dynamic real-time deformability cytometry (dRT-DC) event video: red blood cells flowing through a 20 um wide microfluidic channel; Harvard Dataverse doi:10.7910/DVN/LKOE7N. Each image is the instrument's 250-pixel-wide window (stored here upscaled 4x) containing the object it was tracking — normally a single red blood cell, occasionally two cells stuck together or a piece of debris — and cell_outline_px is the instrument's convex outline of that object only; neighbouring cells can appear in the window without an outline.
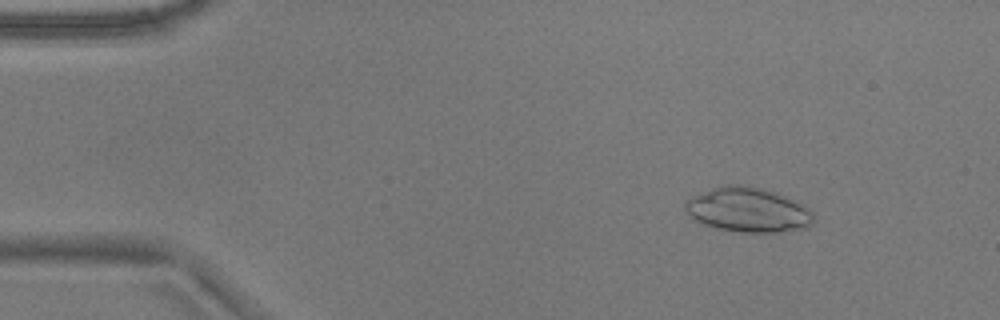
{"species": "common noctule bat (a hibernating species)", "species_latin": "Nyctalus noctula", "temperature_condition": "warm", "stored_images_in_passage": 53, "camera_frame_rate_fps": 3000, "um_per_image_px": 0.085, "animal": {"sex": "male", "body_mass_g": 17.9}, "frame": {"image": 1, "passage_image": 7, "time_ms": 2.0, "image_size_px": [1000, 320], "cell_outline_px": [[816, 220], [808, 228], [776, 232], [740, 232], [720, 228], [704, 224], [688, 216], [684, 208], [684, 200], [692, 196], [712, 188], [724, 184], [740, 184], [760, 188], [776, 192], [804, 204], [812, 212]], "centroid_in_image_um": [63.59, 17.83], "position_along_channel_um": 21.4, "area_um2": 33.64}}
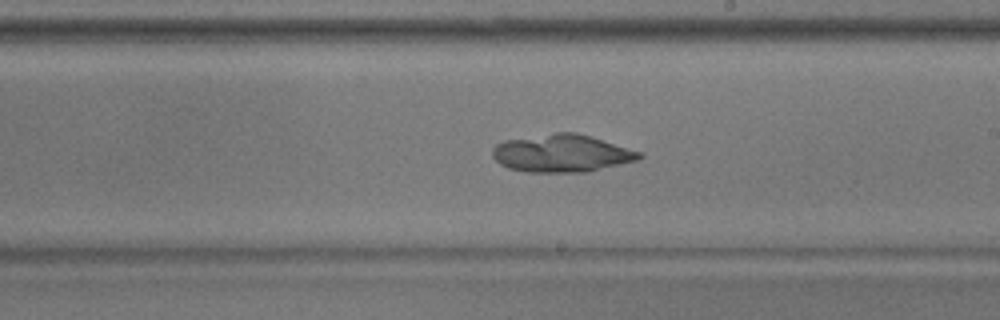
{"frame": {"image": 2, "passage_image": 31, "time_ms": 10.0, "image_size_px": [1000, 320], "cell_outline_px": [[644, 156], [636, 160], [588, 172], [528, 172], [508, 168], [500, 164], [492, 156], [492, 148], [496, 144], [504, 140], [556, 132], [576, 132], [640, 152]], "centroid_in_image_um": [47.69, 13.03], "position_along_channel_um": 241.3, "area_um2": 31.96}}
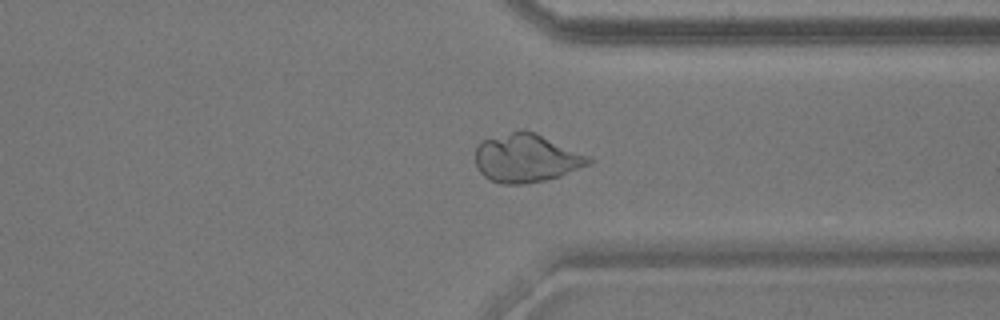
{"frame": {"image": 3, "passage_image": 41, "time_ms": 13.333, "image_size_px": [1000, 320], "cell_outline_px": [[592, 164], [560, 176], [548, 180], [524, 184], [504, 184], [488, 180], [480, 172], [476, 164], [476, 148], [484, 140], [512, 132], [536, 132], [588, 156], [592, 160]], "centroid_in_image_um": [44.76, 13.48], "position_along_channel_um": 366.6, "area_um2": 31.56}}